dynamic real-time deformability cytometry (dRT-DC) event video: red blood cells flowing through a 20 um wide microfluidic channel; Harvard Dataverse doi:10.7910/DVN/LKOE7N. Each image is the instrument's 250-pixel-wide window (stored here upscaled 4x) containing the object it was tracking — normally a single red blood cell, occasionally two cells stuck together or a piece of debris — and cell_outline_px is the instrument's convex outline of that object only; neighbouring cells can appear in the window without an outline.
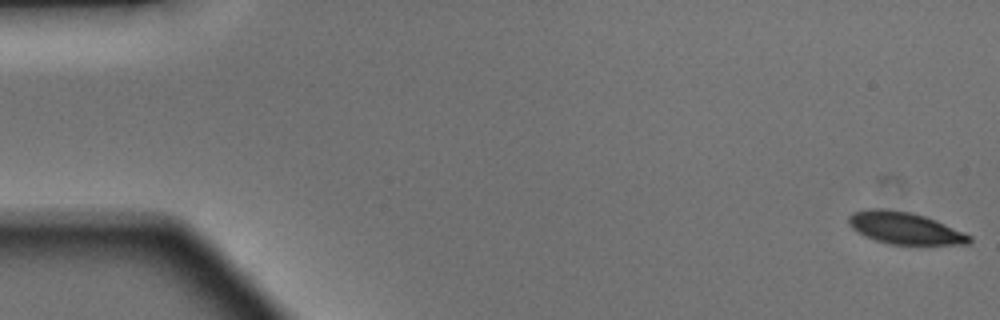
{"species": "Egyptian fruit bat (a non-hibernating species)", "species_latin": "Rousettus aegyptiacus", "temperature_condition": "warm", "stored_images_in_passage": 49, "camera_frame_rate_fps": 3000, "um_per_image_px": 0.085, "animal": {"sex": "male"}, "frame": {"image": 1, "passage_image": 1, "time_ms": 0.0, "image_size_px": [1000, 320], "cell_outline_px": [[972, 240], [968, 244], [888, 244], [876, 240], [852, 228], [848, 224], [848, 216], [852, 212], [872, 208], [884, 208], [912, 212], [936, 220], [972, 236]], "centroid_in_image_um": [76.9, 19.37], "position_along_channel_um": 8.1, "area_um2": 22.31}}
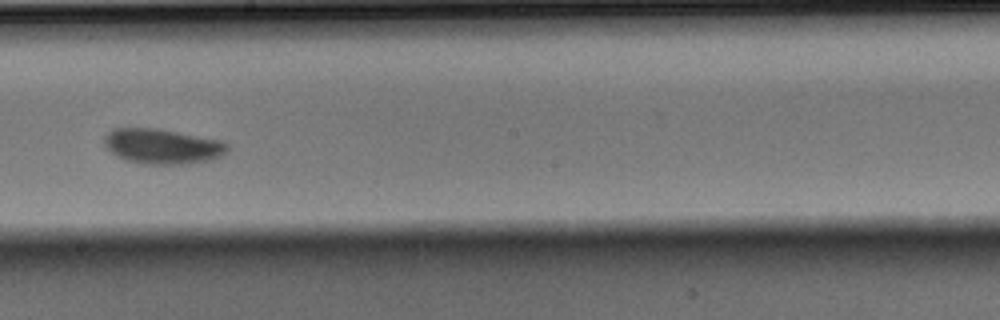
{"frame": {"image": 2, "passage_image": 28, "time_ms": 9.0, "image_size_px": [1000, 320], "cell_outline_px": [[228, 148], [220, 156], [212, 160], [188, 164], [144, 164], [128, 160], [116, 156], [104, 144], [104, 136], [112, 128], [156, 128], [224, 140], [228, 144]], "centroid_in_image_um": [13.82, 12.43], "position_along_channel_um": 234.4, "area_um2": 25.32}}
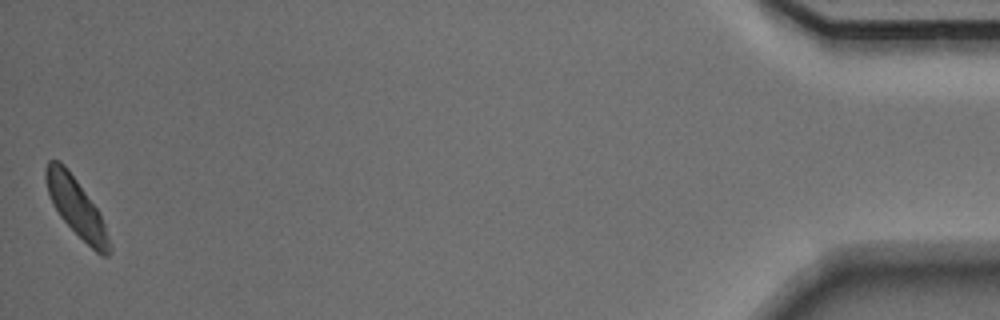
{"frame": {"image": 3, "passage_image": 49, "time_ms": 16.0, "image_size_px": [1000, 320], "cell_outline_px": [[112, 252], [108, 256], [100, 256], [60, 216], [52, 204], [48, 192], [44, 176], [44, 168], [48, 160], [60, 160], [64, 164], [100, 212], [112, 248]], "centroid_in_image_um": [6.48, 17.6], "position_along_channel_um": 428.7, "area_um2": 21.39}, "authors_computed_cell_mechanics": {"area_um2": 23.6402, "velocity_mm_per_s": 4.1074, "shape_relaxation_time_tau1_ms": 1.3324, "shape_relaxation_time_tau2_ms": null, "deformation_change_tau1": 0.0857, "deformation_change_tau2": null}}